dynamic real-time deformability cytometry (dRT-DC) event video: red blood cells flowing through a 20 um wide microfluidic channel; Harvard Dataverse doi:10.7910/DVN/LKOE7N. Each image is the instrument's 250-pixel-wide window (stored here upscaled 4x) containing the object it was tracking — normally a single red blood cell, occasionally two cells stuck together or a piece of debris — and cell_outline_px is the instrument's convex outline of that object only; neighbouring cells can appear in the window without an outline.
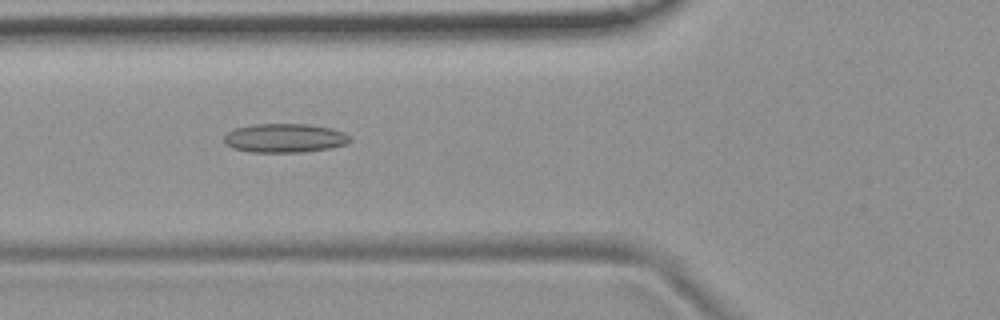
{"species": "common noctule bat (a hibernating species)", "species_latin": "Nyctalus noctula", "temperature_condition": "room temperature", "stored_images_in_passage": 54, "camera_frame_rate_fps": 3000, "um_per_image_px": 0.085, "animal": {"sex": "female", "body_mass_g": 19.9}, "frame": {"image": 1, "passage_image": 20, "time_ms": 6.333, "image_size_px": [1000, 320], "cell_outline_px": [[352, 140], [348, 144], [328, 148], [300, 152], [248, 152], [232, 148], [224, 144], [224, 136], [232, 128], [252, 124], [308, 124], [332, 128], [344, 132], [352, 136]], "centroid_in_image_um": [24.19, 11.73], "position_along_channel_um": 101.6, "area_um2": 21.56}}
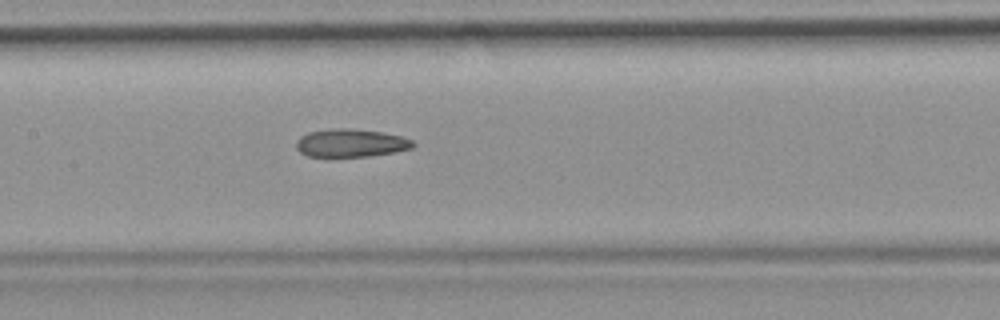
{"frame": {"image": 2, "passage_image": 26, "time_ms": 8.333, "image_size_px": [1000, 320], "cell_outline_px": [[416, 144], [412, 148], [396, 152], [368, 156], [328, 160], [308, 156], [300, 152], [296, 148], [296, 140], [300, 136], [308, 132], [340, 128], [348, 128], [384, 132], [400, 136], [412, 140]], "centroid_in_image_um": [29.77, 12.21], "position_along_channel_um": 177.6, "area_um2": 19.88}}
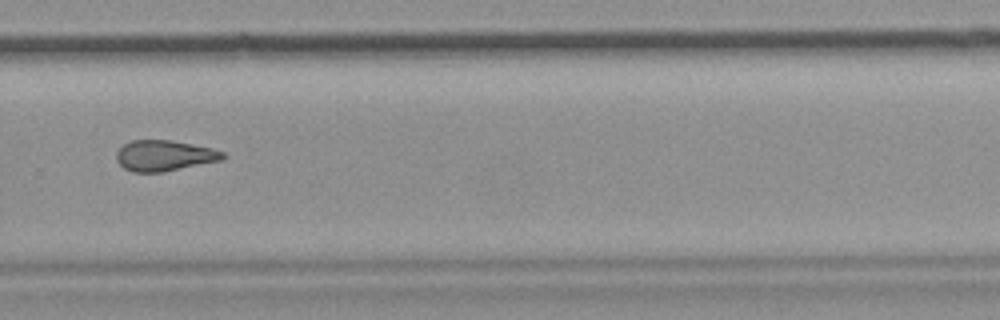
{"frame": {"image": 3, "passage_image": 37, "time_ms": 12.0, "image_size_px": [1000, 320], "cell_outline_px": [[228, 156], [224, 160], [164, 172], [132, 172], [124, 168], [116, 160], [116, 152], [124, 144], [132, 140], [168, 140], [212, 148], [224, 152]], "centroid_in_image_um": [14.0, 13.24], "position_along_channel_um": 315.8, "area_um2": 19.19}, "authors_computed_cell_mechanics": {"area_um2": 19.941, "velocity_mm_per_s": 3.7841, "shape_relaxation_time_tau1_ms": null, "shape_relaxation_time_tau2_ms": 5.5861, "deformation_change_tau1": null, "deformation_change_tau2": 0.1308}}